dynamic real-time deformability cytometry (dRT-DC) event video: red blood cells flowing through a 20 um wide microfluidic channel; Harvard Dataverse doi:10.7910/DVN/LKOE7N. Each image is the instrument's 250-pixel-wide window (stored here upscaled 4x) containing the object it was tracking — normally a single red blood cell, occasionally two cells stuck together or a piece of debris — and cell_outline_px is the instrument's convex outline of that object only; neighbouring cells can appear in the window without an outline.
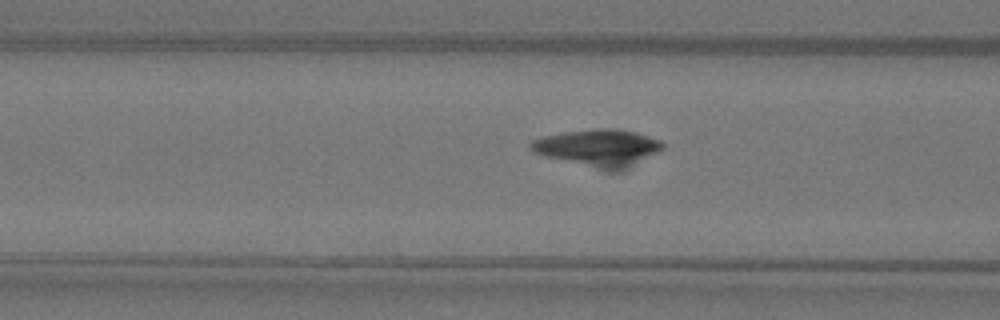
{"species": "Egyptian fruit bat (a non-hibernating species)", "species_latin": "Rousettus aegyptiacus", "temperature_condition": "warm", "stored_images_in_passage": 5, "camera_frame_rate_fps": 3000, "um_per_image_px": 0.085, "animal": {"sex": "female"}, "frame": {"image": 1, "passage_image": 5, "time_ms": 1.333, "image_size_px": [1000, 320], "cell_outline_px": [[664, 148], [624, 172], [608, 172], [544, 156], [532, 152], [528, 148], [528, 144], [532, 140], [544, 136], [564, 132], [596, 128], [616, 128], [636, 132], [660, 140], [664, 144]], "centroid_in_image_um": [50.86, 12.59], "position_along_channel_um": 115.7, "area_um2": 29.19}}